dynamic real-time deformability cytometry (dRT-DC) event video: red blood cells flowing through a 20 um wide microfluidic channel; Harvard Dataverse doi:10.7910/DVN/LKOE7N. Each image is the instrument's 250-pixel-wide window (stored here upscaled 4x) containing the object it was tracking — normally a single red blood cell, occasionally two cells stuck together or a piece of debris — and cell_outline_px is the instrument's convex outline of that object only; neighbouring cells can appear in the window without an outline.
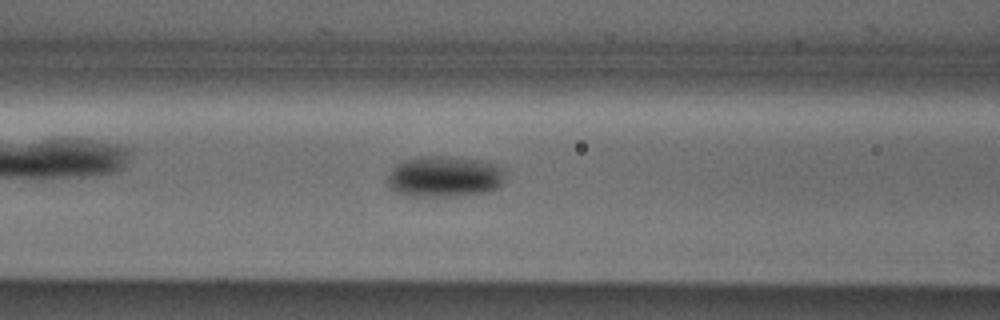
{"species": "Egyptian fruit bat (a non-hibernating species)", "species_latin": "Rousettus aegyptiacus", "temperature_condition": "cold", "stored_images_in_passage": 46, "camera_frame_rate_fps": 3000, "um_per_image_px": 0.085, "animal": {"sex": "male"}, "frame": {"image": 1, "passage_image": 21, "time_ms": 6.667, "image_size_px": [1000, 320], "cell_outline_px": [[504, 176], [500, 184], [496, 188], [488, 192], [456, 196], [404, 196], [388, 188], [388, 176], [392, 168], [396, 164], [404, 160], [416, 156], [444, 156], [476, 160], [492, 164], [500, 168]], "centroid_in_image_um": [37.68, 15.02], "position_along_channel_um": 128.9, "area_um2": 28.03}}
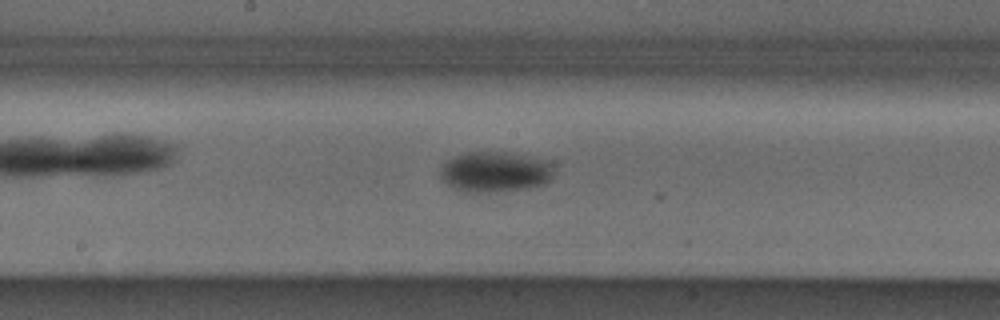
{"frame": {"image": 2, "passage_image": 27, "time_ms": 8.667, "image_size_px": [1000, 320], "cell_outline_px": [[552, 176], [544, 184], [528, 188], [492, 192], [464, 192], [452, 188], [440, 176], [440, 172], [444, 164], [448, 160], [456, 156], [468, 152], [504, 152], [552, 160]], "centroid_in_image_um": [42.1, 14.61], "position_along_channel_um": 206.1, "area_um2": 26.76}}
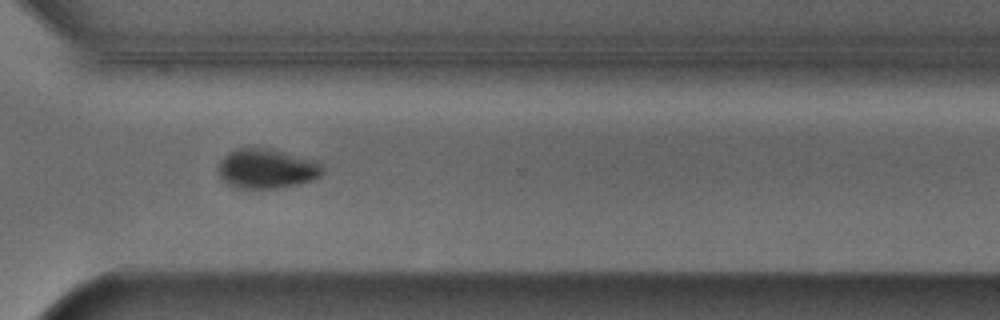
{"frame": {"image": 3, "passage_image": 38, "time_ms": 12.333, "image_size_px": [1000, 320], "cell_outline_px": [[324, 172], [320, 176], [312, 180], [296, 184], [276, 188], [236, 188], [228, 184], [220, 176], [216, 168], [220, 160], [228, 152], [236, 148], [272, 148], [316, 160], [320, 164]], "centroid_in_image_um": [22.65, 14.32], "position_along_channel_um": 348.0, "area_um2": 24.28}, "authors_computed_cell_mechanics": {"area_um2": 25.3453, "velocity_mm_per_s": 3.8713, "shape_relaxation_time_tau1_ms": 3.4135, "shape_relaxation_time_tau2_ms": null, "deformation_change_tau1": 0.0795, "deformation_change_tau2": null}}